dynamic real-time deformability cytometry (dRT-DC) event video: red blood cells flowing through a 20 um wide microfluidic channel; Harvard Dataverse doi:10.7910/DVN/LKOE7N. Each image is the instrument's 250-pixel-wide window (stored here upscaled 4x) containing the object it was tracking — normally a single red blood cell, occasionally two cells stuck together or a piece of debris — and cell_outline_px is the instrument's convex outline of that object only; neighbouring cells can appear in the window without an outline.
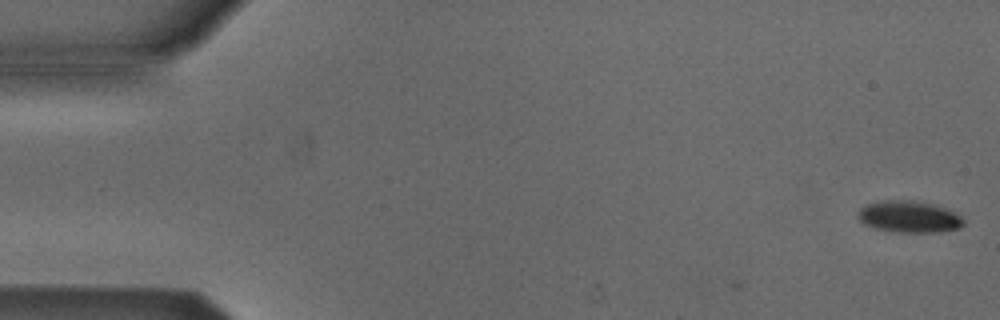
{"species": "Egyptian fruit bat (a non-hibernating species)", "species_latin": "Rousettus aegyptiacus", "temperature_condition": "cold", "stored_images_in_passage": 3, "camera_frame_rate_fps": 3000, "um_per_image_px": 0.085, "animal": {"sex": "male"}, "frame": {"image": 1, "passage_image": 1, "time_ms": 0.0, "image_size_px": [1000, 320], "cell_outline_px": [[964, 224], [960, 228], [936, 232], [896, 232], [876, 228], [864, 224], [860, 220], [856, 212], [864, 204], [880, 200], [912, 200], [932, 204], [944, 208], [960, 216], [964, 220]], "centroid_in_image_um": [77.22, 18.41], "position_along_channel_um": 7.8, "area_um2": 19.48}}